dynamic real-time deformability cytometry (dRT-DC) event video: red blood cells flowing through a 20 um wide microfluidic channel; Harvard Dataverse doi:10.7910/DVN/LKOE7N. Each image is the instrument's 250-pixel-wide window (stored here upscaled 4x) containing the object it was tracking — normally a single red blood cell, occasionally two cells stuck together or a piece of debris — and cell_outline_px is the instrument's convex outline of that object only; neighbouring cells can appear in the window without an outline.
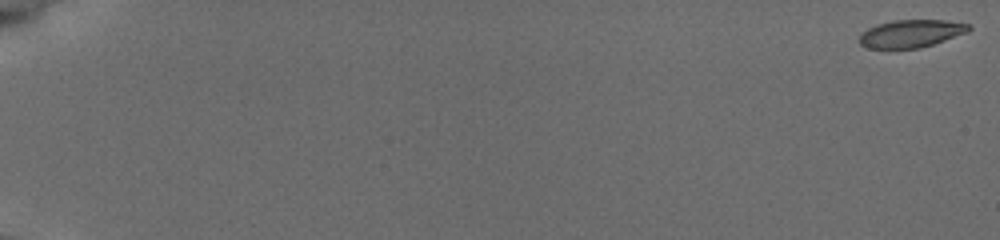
{"species": "common noctule bat (a hibernating species)", "species_latin": "Nyctalus noctula", "temperature_condition": "cold", "stored_images_in_passage": 19, "camera_frame_rate_fps": 3000, "um_per_image_px": 0.085, "animal": {"sex": "female", "body_mass_g": 19.5, "forearm_length_mm": 54.1}, "frame": {"image": 1, "passage_image": 1, "time_ms": 0.0, "image_size_px": [1000, 240], "cell_outline_px": [[972, 28], [968, 32], [920, 48], [868, 48], [860, 44], [856, 40], [860, 32], [876, 24], [892, 20], [944, 20], [968, 24]], "centroid_in_image_um": [77.37, 2.85], "position_along_channel_um": 7.6, "area_um2": 17.74}}
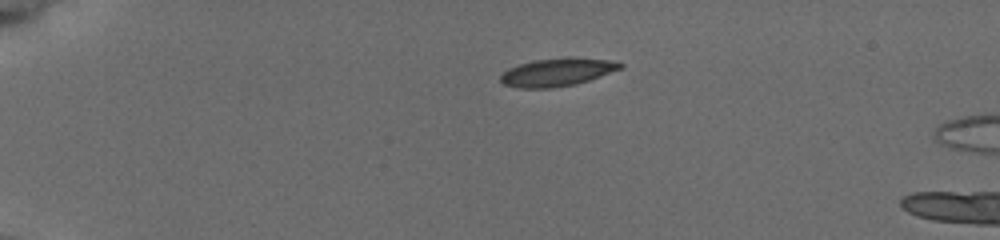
{"frame": {"image": 2, "passage_image": 15, "time_ms": 4.667, "image_size_px": [1000, 240], "cell_outline_px": [[624, 68], [576, 84], [552, 88], [520, 88], [504, 84], [500, 80], [500, 76], [508, 68], [532, 60], [568, 56], [572, 56], [608, 60], [624, 64]], "centroid_in_image_um": [47.38, 6.12], "position_along_channel_um": 37.6, "area_um2": 19.71}}